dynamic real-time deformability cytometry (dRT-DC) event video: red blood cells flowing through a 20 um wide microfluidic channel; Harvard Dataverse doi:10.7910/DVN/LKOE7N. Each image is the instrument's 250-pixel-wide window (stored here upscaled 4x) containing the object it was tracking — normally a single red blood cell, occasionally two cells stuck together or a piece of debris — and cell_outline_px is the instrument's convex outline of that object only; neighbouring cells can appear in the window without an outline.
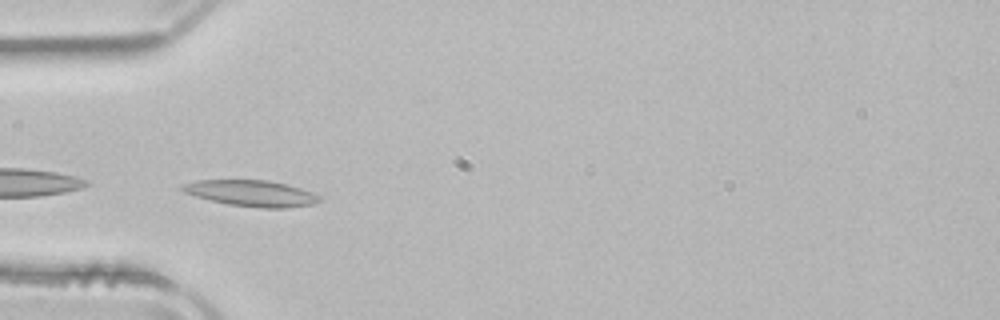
{"species": "common noctule bat (a hibernating species)", "species_latin": "Nyctalus noctula", "temperature_condition": "room temperature", "stored_images_in_passage": 42, "camera_frame_rate_fps": 3000, "um_per_image_px": 0.085, "animal": {"sex": "male", "body_mass_g": 21.5, "forearm_length_mm": 52.0}, "frame": {"image": 1, "passage_image": 6, "time_ms": 1.667, "image_size_px": [1000, 320], "cell_outline_px": [[320, 200], [312, 204], [288, 208], [260, 208], [228, 204], [196, 196], [184, 192], [180, 188], [184, 184], [196, 180], [268, 180], [288, 184], [312, 192], [320, 196]], "centroid_in_image_um": [21.39, 16.42], "position_along_channel_um": 63.6, "area_um2": 20.75}}
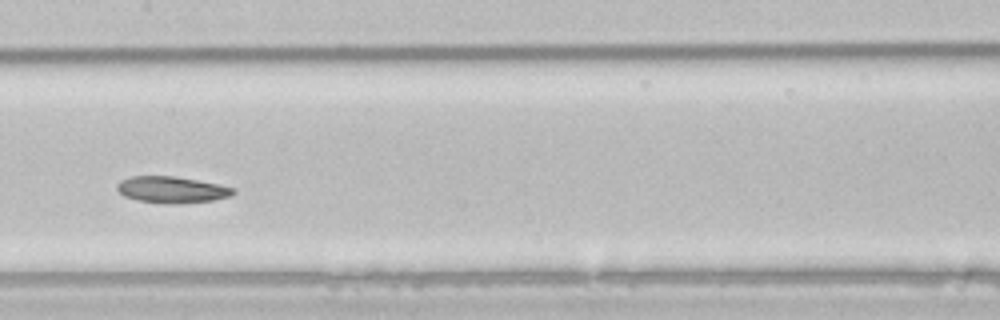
{"frame": {"image": 2, "passage_image": 16, "time_ms": 5.0, "image_size_px": [1000, 320], "cell_outline_px": [[236, 192], [232, 196], [212, 200], [176, 204], [172, 204], [136, 200], [124, 196], [116, 188], [116, 184], [120, 180], [132, 176], [176, 176], [236, 188]], "centroid_in_image_um": [14.59, 16.12], "position_along_channel_um": 192.8, "area_um2": 17.92}}
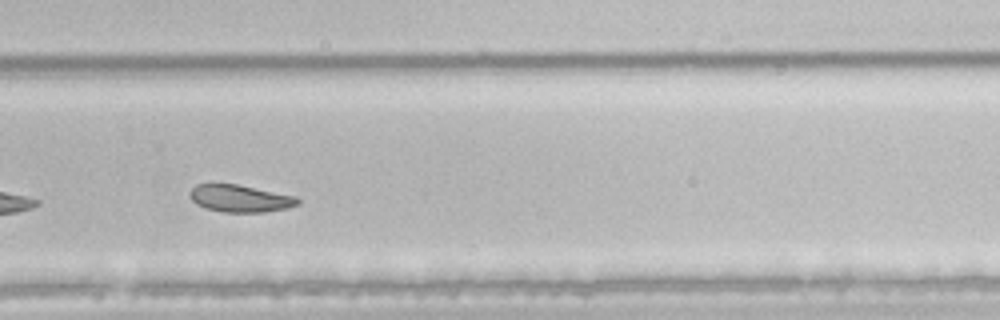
{"frame": {"image": 3, "passage_image": 25, "time_ms": 8.0, "image_size_px": [1000, 320], "cell_outline_px": [[300, 204], [288, 208], [264, 212], [224, 212], [208, 208], [196, 204], [188, 196], [188, 192], [196, 184], [208, 180], [212, 180], [236, 184], [296, 196], [300, 200]], "centroid_in_image_um": [20.33, 16.82], "position_along_channel_um": 309.5, "area_um2": 17.74}}